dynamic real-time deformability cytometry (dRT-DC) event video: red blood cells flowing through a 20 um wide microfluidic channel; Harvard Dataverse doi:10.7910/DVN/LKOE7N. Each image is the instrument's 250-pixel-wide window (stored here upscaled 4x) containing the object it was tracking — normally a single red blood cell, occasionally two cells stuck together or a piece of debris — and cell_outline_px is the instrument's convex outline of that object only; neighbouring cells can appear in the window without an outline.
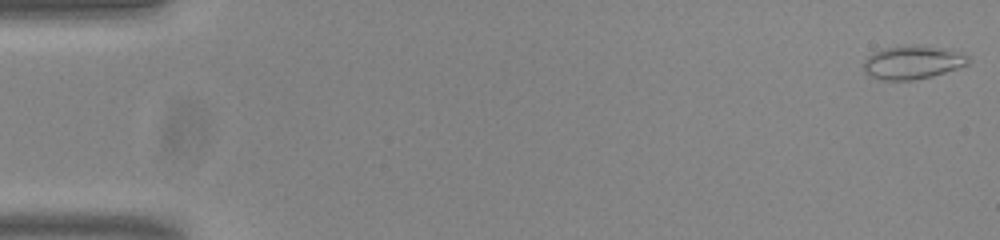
{"species": "common noctule bat (a hibernating species)", "species_latin": "Nyctalus noctula", "temperature_condition": "room temperature", "stored_images_in_passage": 53, "camera_frame_rate_fps": 3000, "um_per_image_px": 0.085, "animal": {"sex": "male", "body_mass_g": 20.0, "forearm_length_mm": 53.3}, "frame": {"image": 1, "passage_image": 1, "time_ms": 0.0, "image_size_px": [1000, 240], "cell_outline_px": [[972, 60], [968, 64], [932, 76], [912, 80], [880, 80], [864, 72], [864, 60], [872, 52], [884, 48], [940, 48], [960, 52], [968, 56]], "centroid_in_image_um": [77.55, 5.35], "position_along_channel_um": 7.4, "area_um2": 19.54}}
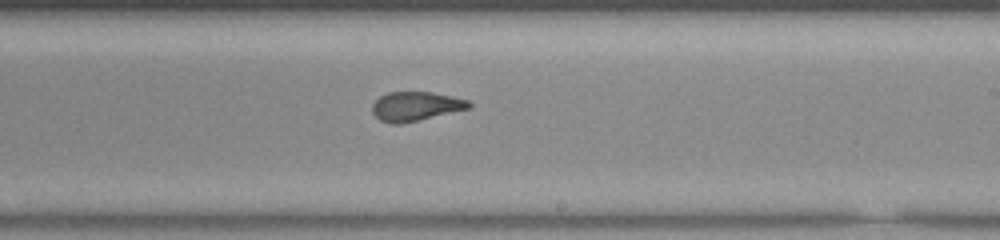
{"frame": {"image": 2, "passage_image": 32, "time_ms": 10.333, "image_size_px": [1000, 240], "cell_outline_px": [[472, 108], [400, 124], [392, 124], [380, 120], [372, 112], [372, 104], [380, 96], [388, 92], [432, 92], [452, 96], [468, 100], [472, 104]], "centroid_in_image_um": [35.35, 9.03], "position_along_channel_um": 253.7, "area_um2": 16.47}}
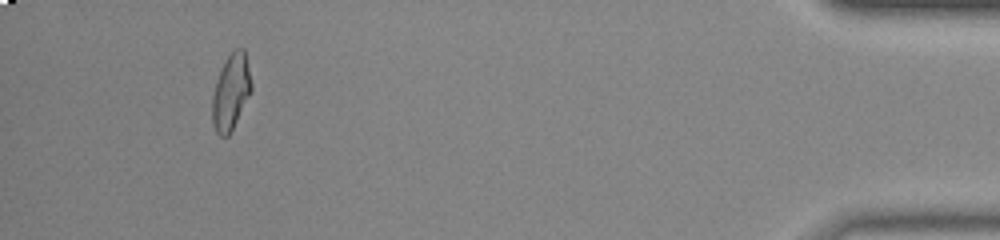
{"frame": {"image": 3, "passage_image": 50, "time_ms": 16.333, "image_size_px": [1000, 240], "cell_outline_px": [[252, 88], [228, 136], [220, 136], [216, 132], [212, 124], [212, 96], [216, 80], [224, 60], [236, 48], [244, 48], [252, 84]], "centroid_in_image_um": [19.6, 7.79], "position_along_channel_um": 415.6, "area_um2": 16.99}, "authors_computed_cell_mechanics": {"area_um2": 17.3978, "velocity_mm_per_s": 3.8454, "shape_relaxation_time_tau1_ms": null, "shape_relaxation_time_tau2_ms": 1.2081, "deformation_change_tau1": null, "deformation_change_tau2": 0.0707}}